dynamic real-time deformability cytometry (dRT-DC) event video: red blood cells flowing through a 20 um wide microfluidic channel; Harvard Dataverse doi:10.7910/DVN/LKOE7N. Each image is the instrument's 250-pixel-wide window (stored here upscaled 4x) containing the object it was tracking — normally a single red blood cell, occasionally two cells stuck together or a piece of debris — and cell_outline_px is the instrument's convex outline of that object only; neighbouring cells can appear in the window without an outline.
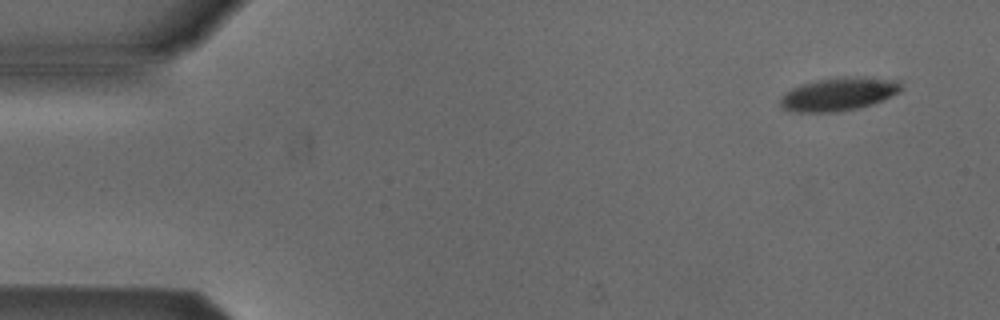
{"species": "Egyptian fruit bat (a non-hibernating species)", "species_latin": "Rousettus aegyptiacus", "temperature_condition": "cold", "stored_images_in_passage": 3, "camera_frame_rate_fps": 3000, "um_per_image_px": 0.085, "animal": {"sex": "male"}, "frame": {"image": 1, "passage_image": 1, "time_ms": 0.0, "image_size_px": [1000, 320], "cell_outline_px": [[904, 88], [900, 92], [872, 104], [856, 108], [836, 112], [796, 112], [784, 108], [780, 104], [780, 96], [784, 92], [800, 84], [816, 80], [844, 76], [872, 76], [900, 80], [904, 84]], "centroid_in_image_um": [71.34, 7.96], "position_along_channel_um": 13.7, "area_um2": 23.87}}